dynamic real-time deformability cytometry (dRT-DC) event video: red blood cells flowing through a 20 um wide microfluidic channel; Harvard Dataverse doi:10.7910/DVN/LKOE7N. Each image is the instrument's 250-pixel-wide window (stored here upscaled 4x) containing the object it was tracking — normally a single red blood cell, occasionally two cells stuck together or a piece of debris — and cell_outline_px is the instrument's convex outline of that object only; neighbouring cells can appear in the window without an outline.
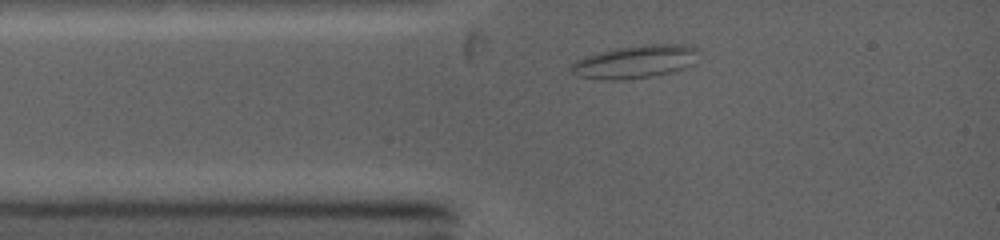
{"species": "common noctule bat (a hibernating species)", "species_latin": "Nyctalus noctula", "temperature_condition": "warm", "stored_images_in_passage": 27, "camera_frame_rate_fps": 5000, "um_per_image_px": 0.085, "animal": {"sex": "female", "body_mass_g": 19.0, "forearm_length_mm": 53.3}, "frame": {"image": 1, "passage_image": 1, "time_ms": 0.0, "image_size_px": [1000, 240], "cell_outline_px": [[700, 52], [692, 64], [684, 68], [672, 72], [652, 76], [620, 80], [604, 80], [576, 76], [568, 68], [576, 60], [600, 52], [616, 48], [644, 44], [684, 44], [696, 48]], "centroid_in_image_um": [53.99, 5.25], "position_along_channel_um": 31.0, "area_um2": 24.51}}
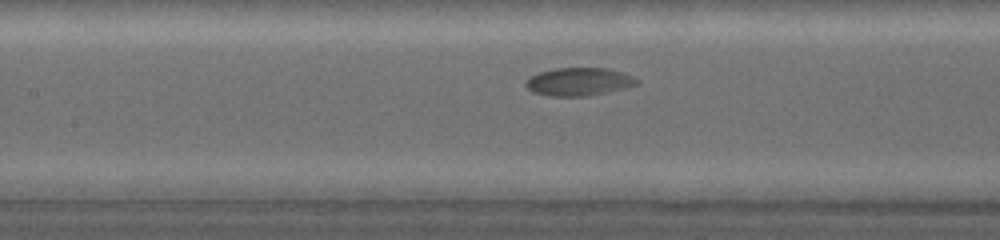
{"frame": {"image": 2, "passage_image": 10, "time_ms": 3.4, "image_size_px": [1000, 240], "cell_outline_px": [[640, 84], [624, 88], [588, 96], [552, 96], [532, 92], [524, 84], [532, 76], [540, 72], [556, 68], [608, 68], [632, 76], [640, 80]], "centroid_in_image_um": [49.23, 6.95], "position_along_channel_um": 158.2, "area_um2": 17.98}}
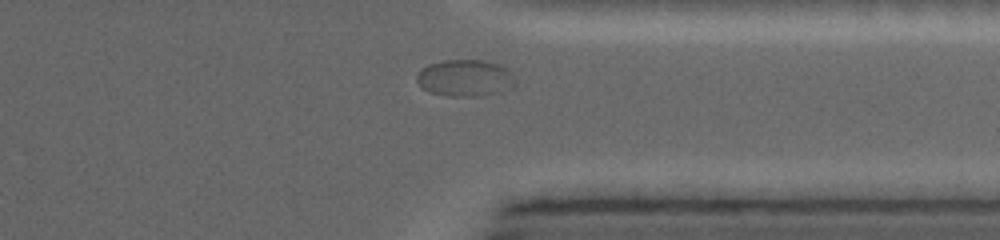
{"frame": {"image": 3, "passage_image": 25, "time_ms": 8.8, "image_size_px": [1000, 240], "cell_outline_px": [[516, 84], [500, 92], [480, 96], [448, 96], [428, 92], [416, 80], [416, 76], [428, 64], [444, 60], [484, 60], [496, 64], [504, 68], [512, 76]], "centroid_in_image_um": [39.5, 6.64], "position_along_channel_um": 371.9, "area_um2": 20.75}, "authors_computed_cell_mechanics": {"area_um2": 18.3226, "velocity_mm_per_s": 3.959, "shape_relaxation_time_tau1_ms": 7.8695, "shape_relaxation_time_tau2_ms": null, "deformation_change_tau1": 0.0829, "deformation_change_tau2": null}}